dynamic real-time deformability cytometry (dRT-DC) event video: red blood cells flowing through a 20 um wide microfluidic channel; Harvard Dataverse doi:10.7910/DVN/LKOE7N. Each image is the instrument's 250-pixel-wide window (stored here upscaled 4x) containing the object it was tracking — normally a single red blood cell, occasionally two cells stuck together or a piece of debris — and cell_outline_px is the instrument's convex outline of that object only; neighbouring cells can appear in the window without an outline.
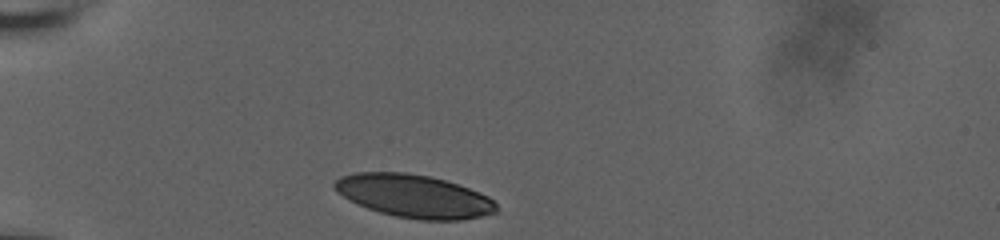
{"species": "human", "species_latin": "Homo sapiens", "temperature_condition": "room temperature", "stored_images_in_passage": 32, "camera_frame_rate_fps": 3000, "um_per_image_px": 0.085, "donor": {"sex": "male"}, "frame": {"image": 1, "passage_image": 1, "time_ms": 0.0, "image_size_px": [1000, 240], "cell_outline_px": [[496, 212], [484, 216], [460, 220], [420, 220], [396, 216], [380, 212], [368, 208], [348, 200], [336, 192], [332, 184], [340, 176], [352, 172], [404, 172], [428, 176], [444, 180], [480, 192], [488, 196], [496, 204]], "centroid_in_image_um": [35.15, 16.66], "position_along_channel_um": 49.8, "area_um2": 40.58}}
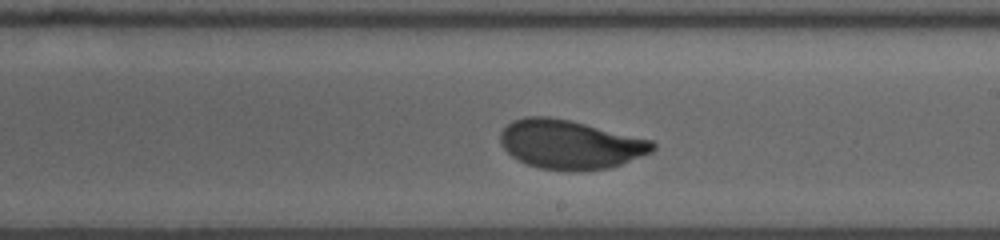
{"frame": {"image": 2, "passage_image": 19, "time_ms": 6.0, "image_size_px": [1000, 240], "cell_outline_px": [[656, 148], [652, 152], [612, 168], [568, 172], [540, 168], [524, 164], [512, 156], [500, 144], [500, 132], [512, 120], [524, 116], [548, 116], [568, 120], [652, 140], [656, 144]], "centroid_in_image_um": [48.44, 12.29], "position_along_channel_um": 240.6, "area_um2": 43.75}}
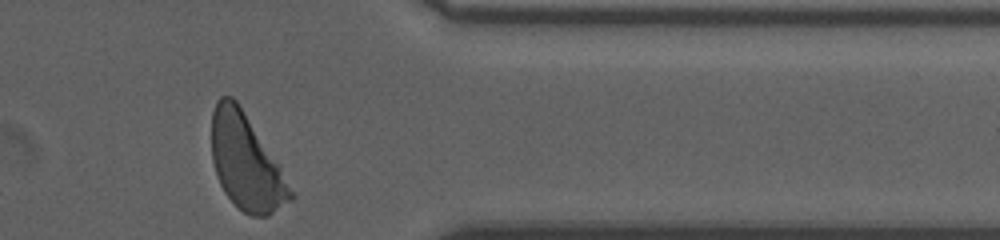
{"frame": {"image": 3, "passage_image": 32, "time_ms": 10.333, "image_size_px": [1000, 240], "cell_outline_px": [[296, 196], [292, 200], [268, 216], [252, 216], [244, 212], [224, 192], [216, 176], [212, 160], [212, 112], [216, 100], [220, 96], [232, 96], [236, 100], [280, 164]], "centroid_in_image_um": [20.94, 13.79], "position_along_channel_um": 390.5, "area_um2": 43.99}, "authors_computed_cell_mechanics": {"area_um2": 43.6101, "velocity_mm_per_s": 3.6972, "shape_relaxation_time_tau1_ms": 3.1355, "shape_relaxation_time_tau2_ms": null, "deformation_change_tau1": 0.1553, "deformation_change_tau2": null}}